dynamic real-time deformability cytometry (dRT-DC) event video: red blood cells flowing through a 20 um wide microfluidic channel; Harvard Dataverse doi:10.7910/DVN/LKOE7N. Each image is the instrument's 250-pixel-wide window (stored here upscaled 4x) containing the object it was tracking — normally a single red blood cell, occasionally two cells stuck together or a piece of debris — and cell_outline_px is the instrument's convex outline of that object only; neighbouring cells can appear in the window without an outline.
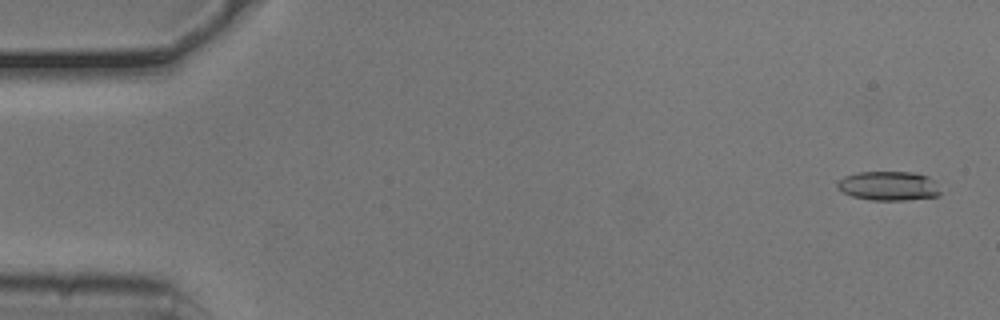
{"species": "common noctule bat (a hibernating species)", "species_latin": "Nyctalus noctula", "temperature_condition": "cold", "stored_images_in_passage": 53, "camera_frame_rate_fps": 3000, "um_per_image_px": 0.085, "animal": {"sex": "male", "body_mass_g": 20.5, "forearm_length_mm": 52.5}, "frame": {"image": 1, "passage_image": 2, "time_ms": 0.333, "image_size_px": [1000, 320], "cell_outline_px": [[940, 192], [936, 196], [904, 200], [872, 200], [852, 196], [836, 188], [836, 184], [844, 176], [856, 172], [912, 172], [928, 176], [936, 180]], "centroid_in_image_um": [75.53, 15.79], "position_along_channel_um": 9.5, "area_um2": 17.57}}
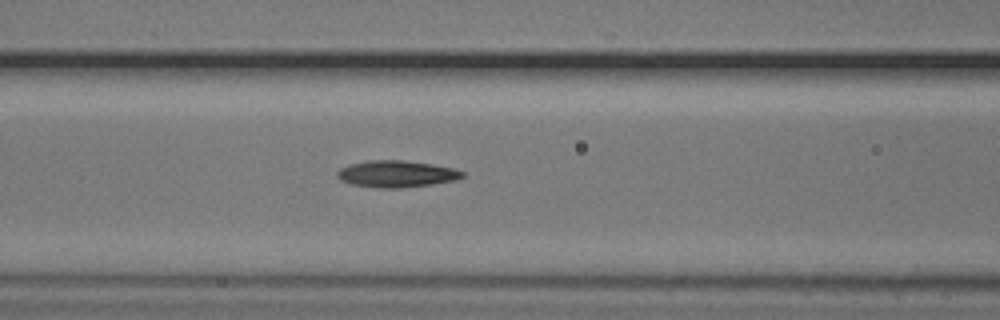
{"frame": {"image": 2, "passage_image": 22, "time_ms": 7.0, "image_size_px": [1000, 320], "cell_outline_px": [[464, 176], [456, 180], [432, 184], [400, 188], [376, 188], [352, 184], [340, 180], [336, 176], [336, 172], [340, 168], [348, 164], [368, 160], [404, 160], [432, 164], [456, 168], [464, 172]], "centroid_in_image_um": [33.69, 14.78], "position_along_channel_um": 132.9, "area_um2": 19.71}}
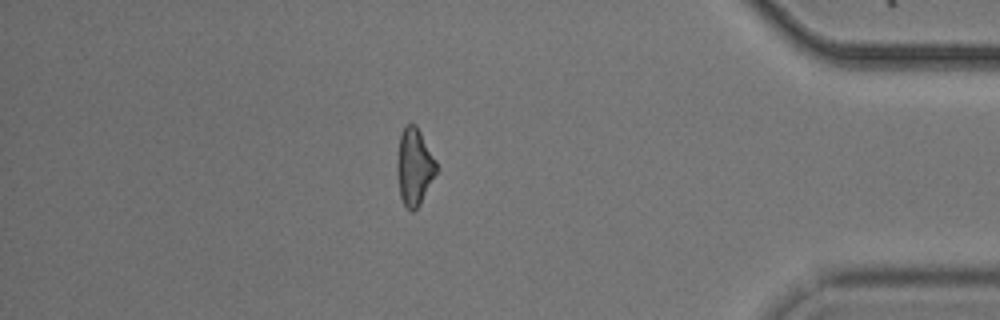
{"frame": {"image": 3, "passage_image": 46, "time_ms": 15.0, "image_size_px": [1000, 320], "cell_outline_px": [[440, 168], [420, 204], [412, 212], [404, 204], [400, 196], [396, 172], [396, 164], [400, 136], [404, 128], [408, 124], [416, 124], [436, 160]], "centroid_in_image_um": [35.23, 14.19], "position_along_channel_um": 400.0, "area_um2": 17.8}, "authors_computed_cell_mechanics": {"area_um2": 18.3226, "velocity_mm_per_s": 3.7933, "shape_relaxation_time_tau1_ms": 7.9859, "shape_relaxation_time_tau2_ms": 4.9724, "deformation_change_tau1": 0.1918, "deformation_change_tau2": 0.1479}}